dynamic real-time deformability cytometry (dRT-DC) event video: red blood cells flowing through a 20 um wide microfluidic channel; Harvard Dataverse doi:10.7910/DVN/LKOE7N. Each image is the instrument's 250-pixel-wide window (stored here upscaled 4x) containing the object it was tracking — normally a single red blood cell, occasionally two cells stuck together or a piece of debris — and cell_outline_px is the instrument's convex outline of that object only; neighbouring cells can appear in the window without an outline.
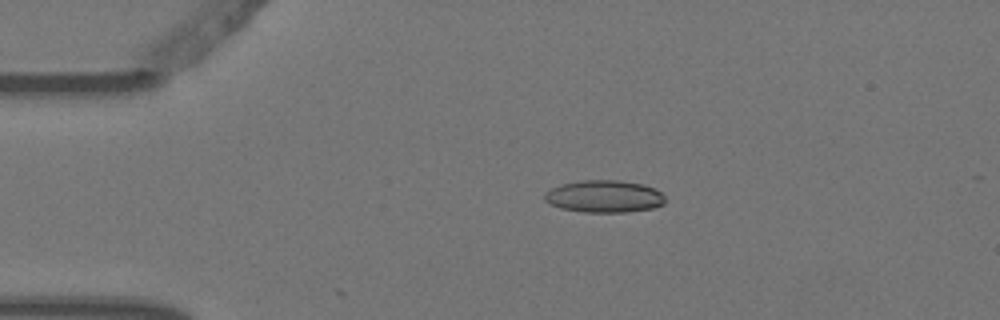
{"species": "Egyptian fruit bat (a non-hibernating species)", "species_latin": "Rousettus aegyptiacus", "temperature_condition": "warm", "stored_images_in_passage": 5, "camera_frame_rate_fps": 3000, "um_per_image_px": 0.085, "animal": {"sex": "female"}, "frame": {"image": 1, "passage_image": 4, "time_ms": 1.0, "image_size_px": [1000, 320], "cell_outline_px": [[664, 204], [652, 208], [628, 212], [584, 212], [560, 208], [544, 200], [544, 192], [560, 184], [580, 180], [620, 180], [644, 184], [656, 188], [664, 196]], "centroid_in_image_um": [51.36, 16.68], "position_along_channel_um": 33.6, "area_um2": 22.83}}